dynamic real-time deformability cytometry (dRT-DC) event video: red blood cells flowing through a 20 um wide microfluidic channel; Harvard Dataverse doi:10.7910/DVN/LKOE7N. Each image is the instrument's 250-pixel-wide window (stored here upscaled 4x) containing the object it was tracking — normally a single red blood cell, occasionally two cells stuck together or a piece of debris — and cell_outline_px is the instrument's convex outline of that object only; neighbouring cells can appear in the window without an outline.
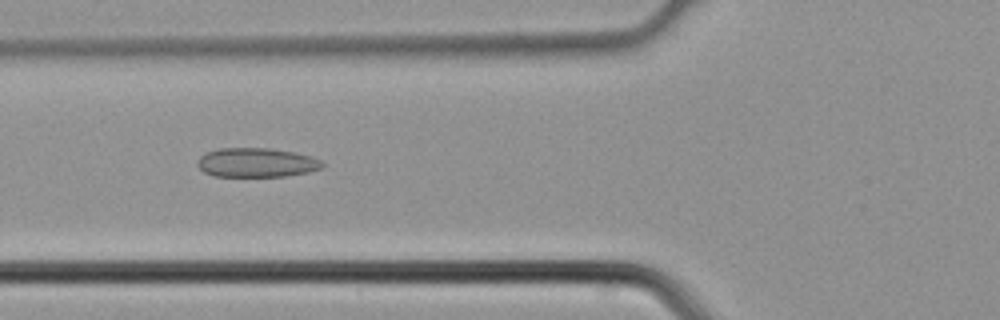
{"species": "common noctule bat (a hibernating species)", "species_latin": "Nyctalus noctula", "temperature_condition": "cold", "stored_images_in_passage": 4, "camera_frame_rate_fps": 3000, "um_per_image_px": 0.085, "animal": {"sex": "male", "body_mass_g": 21.5, "forearm_length_mm": 52.0}, "frame": {"image": 1, "passage_image": 4, "time_ms": 1.0, "image_size_px": [1000, 320], "cell_outline_px": [[324, 164], [320, 168], [308, 172], [284, 176], [216, 176], [204, 172], [196, 164], [196, 160], [204, 152], [220, 148], [268, 148], [296, 152], [312, 156], [320, 160]], "centroid_in_image_um": [21.77, 13.8], "position_along_channel_um": 104.0, "area_um2": 21.33}}